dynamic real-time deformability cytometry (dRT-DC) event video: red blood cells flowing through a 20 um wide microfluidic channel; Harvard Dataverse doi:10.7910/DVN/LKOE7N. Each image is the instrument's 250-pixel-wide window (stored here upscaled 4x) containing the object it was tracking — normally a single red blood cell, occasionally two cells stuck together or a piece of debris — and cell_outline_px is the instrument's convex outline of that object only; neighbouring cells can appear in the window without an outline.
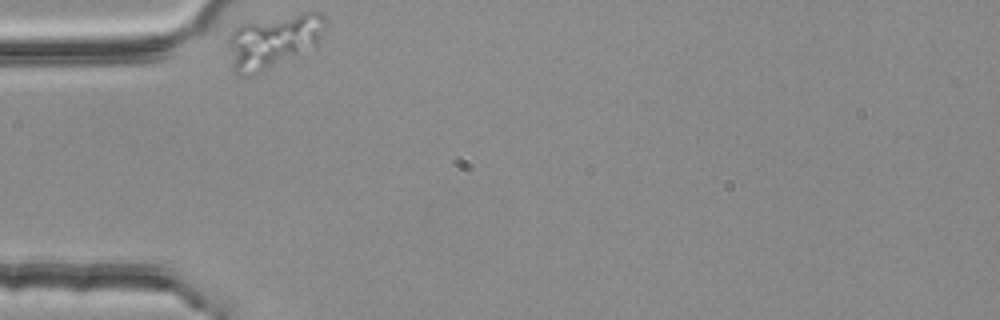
{"species": "common noctule bat (a hibernating species)", "species_latin": "Nyctalus noctula", "temperature_condition": "room temperature", "stored_images_in_passage": 35, "camera_frame_rate_fps": 3000, "um_per_image_px": 0.085, "animal": {"sex": "female", "body_mass_g": 25.1}, "frame": {"image": 1, "passage_image": 1, "time_ms": 0.0, "image_size_px": [1000, 320], "cell_outline_px": [[328, 20], [320, 44], [316, 48], [248, 76], [236, 76], [232, 68], [228, 44], [228, 36], [236, 28], [244, 24], [300, 12], [324, 12], [328, 16]], "centroid_in_image_um": [23.34, 3.48], "position_along_channel_um": 61.7, "area_um2": 30.81}}
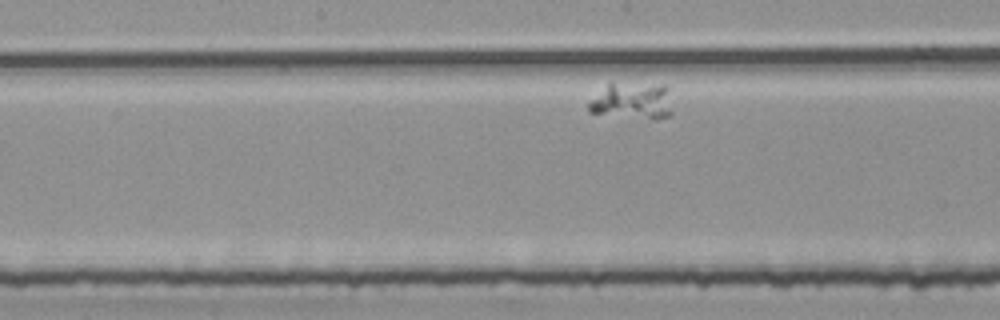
{"frame": {"image": 2, "passage_image": 16, "time_ms": 5.0, "image_size_px": [1000, 320], "cell_outline_px": [[672, 116], [656, 120], [652, 120], [588, 112], [588, 104], [608, 80], [668, 84], [672, 112]], "centroid_in_image_um": [53.79, 8.52], "position_along_channel_um": 194.4, "area_um2": 19.07}}
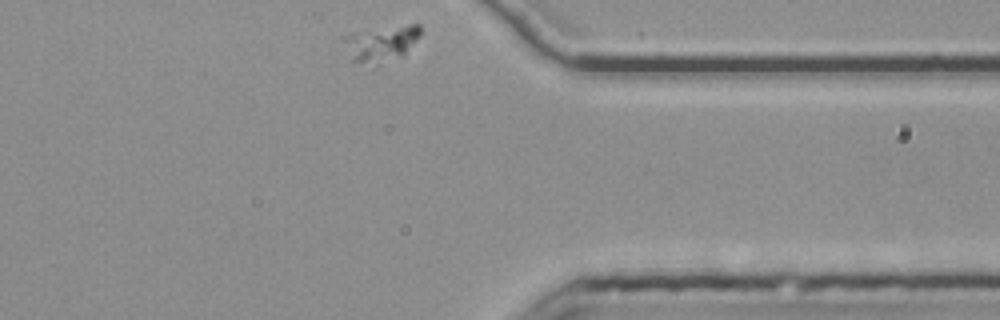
{"frame": {"image": 3, "passage_image": 35, "time_ms": 11.333, "image_size_px": [1000, 320], "cell_outline_px": [[420, 36], [404, 56], [364, 60], [352, 60], [340, 40], [340, 36], [352, 32], [412, 24], [420, 24]], "centroid_in_image_um": [32.38, 3.58], "position_along_channel_um": 379.0, "area_um2": 15.14}}